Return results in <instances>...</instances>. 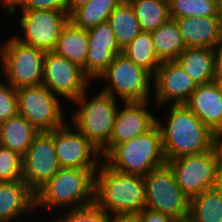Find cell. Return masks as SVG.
Segmentation results:
<instances>
[{
  "label": "cell",
  "mask_w": 222,
  "mask_h": 222,
  "mask_svg": "<svg viewBox=\"0 0 222 222\" xmlns=\"http://www.w3.org/2000/svg\"><path fill=\"white\" fill-rule=\"evenodd\" d=\"M170 106L165 125L156 118L166 161L211 150L213 132L186 105Z\"/></svg>",
  "instance_id": "1"
},
{
  "label": "cell",
  "mask_w": 222,
  "mask_h": 222,
  "mask_svg": "<svg viewBox=\"0 0 222 222\" xmlns=\"http://www.w3.org/2000/svg\"><path fill=\"white\" fill-rule=\"evenodd\" d=\"M95 203L109 214H138L146 207L143 176L122 173L103 160L95 173Z\"/></svg>",
  "instance_id": "2"
},
{
  "label": "cell",
  "mask_w": 222,
  "mask_h": 222,
  "mask_svg": "<svg viewBox=\"0 0 222 222\" xmlns=\"http://www.w3.org/2000/svg\"><path fill=\"white\" fill-rule=\"evenodd\" d=\"M97 170L61 168L35 193L36 208L52 210L64 206L73 209L95 202Z\"/></svg>",
  "instance_id": "3"
},
{
  "label": "cell",
  "mask_w": 222,
  "mask_h": 222,
  "mask_svg": "<svg viewBox=\"0 0 222 222\" xmlns=\"http://www.w3.org/2000/svg\"><path fill=\"white\" fill-rule=\"evenodd\" d=\"M103 161L118 172L143 177L166 164L158 125L155 124L145 133L117 144Z\"/></svg>",
  "instance_id": "4"
},
{
  "label": "cell",
  "mask_w": 222,
  "mask_h": 222,
  "mask_svg": "<svg viewBox=\"0 0 222 222\" xmlns=\"http://www.w3.org/2000/svg\"><path fill=\"white\" fill-rule=\"evenodd\" d=\"M88 91L71 101L79 107L73 110L68 119H71V126L101 152L110 142L119 104L117 99L103 91L88 100Z\"/></svg>",
  "instance_id": "5"
},
{
  "label": "cell",
  "mask_w": 222,
  "mask_h": 222,
  "mask_svg": "<svg viewBox=\"0 0 222 222\" xmlns=\"http://www.w3.org/2000/svg\"><path fill=\"white\" fill-rule=\"evenodd\" d=\"M44 58V51L21 43L14 36L0 45L2 74L16 90L42 84Z\"/></svg>",
  "instance_id": "6"
},
{
  "label": "cell",
  "mask_w": 222,
  "mask_h": 222,
  "mask_svg": "<svg viewBox=\"0 0 222 222\" xmlns=\"http://www.w3.org/2000/svg\"><path fill=\"white\" fill-rule=\"evenodd\" d=\"M97 79L108 80L101 91L115 99L119 96L121 102L149 101L150 91L153 89V76L122 53L114 57Z\"/></svg>",
  "instance_id": "7"
},
{
  "label": "cell",
  "mask_w": 222,
  "mask_h": 222,
  "mask_svg": "<svg viewBox=\"0 0 222 222\" xmlns=\"http://www.w3.org/2000/svg\"><path fill=\"white\" fill-rule=\"evenodd\" d=\"M146 208L170 215L173 219L187 218L191 199L176 182L166 163L144 176Z\"/></svg>",
  "instance_id": "8"
},
{
  "label": "cell",
  "mask_w": 222,
  "mask_h": 222,
  "mask_svg": "<svg viewBox=\"0 0 222 222\" xmlns=\"http://www.w3.org/2000/svg\"><path fill=\"white\" fill-rule=\"evenodd\" d=\"M58 97L42 84L19 88L18 114L25 117L39 132L59 129L67 122Z\"/></svg>",
  "instance_id": "9"
},
{
  "label": "cell",
  "mask_w": 222,
  "mask_h": 222,
  "mask_svg": "<svg viewBox=\"0 0 222 222\" xmlns=\"http://www.w3.org/2000/svg\"><path fill=\"white\" fill-rule=\"evenodd\" d=\"M166 163L172 169L177 184L190 199L217 187L218 165L211 150L174 158Z\"/></svg>",
  "instance_id": "10"
},
{
  "label": "cell",
  "mask_w": 222,
  "mask_h": 222,
  "mask_svg": "<svg viewBox=\"0 0 222 222\" xmlns=\"http://www.w3.org/2000/svg\"><path fill=\"white\" fill-rule=\"evenodd\" d=\"M20 27L24 35L14 38L21 43L39 50L51 52L64 26L69 22V14L58 10H21Z\"/></svg>",
  "instance_id": "11"
},
{
  "label": "cell",
  "mask_w": 222,
  "mask_h": 222,
  "mask_svg": "<svg viewBox=\"0 0 222 222\" xmlns=\"http://www.w3.org/2000/svg\"><path fill=\"white\" fill-rule=\"evenodd\" d=\"M52 131L39 132L22 157V179L36 193L59 170Z\"/></svg>",
  "instance_id": "12"
},
{
  "label": "cell",
  "mask_w": 222,
  "mask_h": 222,
  "mask_svg": "<svg viewBox=\"0 0 222 222\" xmlns=\"http://www.w3.org/2000/svg\"><path fill=\"white\" fill-rule=\"evenodd\" d=\"M91 79L76 64L55 52H46L42 85L67 101L78 98L89 87Z\"/></svg>",
  "instance_id": "13"
},
{
  "label": "cell",
  "mask_w": 222,
  "mask_h": 222,
  "mask_svg": "<svg viewBox=\"0 0 222 222\" xmlns=\"http://www.w3.org/2000/svg\"><path fill=\"white\" fill-rule=\"evenodd\" d=\"M67 122L52 130L60 168L98 169L103 160L100 150Z\"/></svg>",
  "instance_id": "14"
},
{
  "label": "cell",
  "mask_w": 222,
  "mask_h": 222,
  "mask_svg": "<svg viewBox=\"0 0 222 222\" xmlns=\"http://www.w3.org/2000/svg\"><path fill=\"white\" fill-rule=\"evenodd\" d=\"M152 83L157 108L166 106L168 102L185 105L197 87L177 61L161 62Z\"/></svg>",
  "instance_id": "15"
},
{
  "label": "cell",
  "mask_w": 222,
  "mask_h": 222,
  "mask_svg": "<svg viewBox=\"0 0 222 222\" xmlns=\"http://www.w3.org/2000/svg\"><path fill=\"white\" fill-rule=\"evenodd\" d=\"M118 107L109 144L101 151L104 158L117 144L135 138L156 124V116L148 111V101L122 102Z\"/></svg>",
  "instance_id": "16"
},
{
  "label": "cell",
  "mask_w": 222,
  "mask_h": 222,
  "mask_svg": "<svg viewBox=\"0 0 222 222\" xmlns=\"http://www.w3.org/2000/svg\"><path fill=\"white\" fill-rule=\"evenodd\" d=\"M89 44L87 50L86 75L97 77L109 66L122 50L117 45L114 32L108 21L87 29Z\"/></svg>",
  "instance_id": "17"
},
{
  "label": "cell",
  "mask_w": 222,
  "mask_h": 222,
  "mask_svg": "<svg viewBox=\"0 0 222 222\" xmlns=\"http://www.w3.org/2000/svg\"><path fill=\"white\" fill-rule=\"evenodd\" d=\"M212 132L222 131V89L215 82L197 85L185 104Z\"/></svg>",
  "instance_id": "18"
},
{
  "label": "cell",
  "mask_w": 222,
  "mask_h": 222,
  "mask_svg": "<svg viewBox=\"0 0 222 222\" xmlns=\"http://www.w3.org/2000/svg\"><path fill=\"white\" fill-rule=\"evenodd\" d=\"M186 48H216L222 42L220 16L175 19Z\"/></svg>",
  "instance_id": "19"
},
{
  "label": "cell",
  "mask_w": 222,
  "mask_h": 222,
  "mask_svg": "<svg viewBox=\"0 0 222 222\" xmlns=\"http://www.w3.org/2000/svg\"><path fill=\"white\" fill-rule=\"evenodd\" d=\"M33 209L35 192L23 180L0 182V222H15Z\"/></svg>",
  "instance_id": "20"
},
{
  "label": "cell",
  "mask_w": 222,
  "mask_h": 222,
  "mask_svg": "<svg viewBox=\"0 0 222 222\" xmlns=\"http://www.w3.org/2000/svg\"><path fill=\"white\" fill-rule=\"evenodd\" d=\"M88 44L87 30L76 27L69 21L61 31L53 52L76 64L86 74Z\"/></svg>",
  "instance_id": "21"
},
{
  "label": "cell",
  "mask_w": 222,
  "mask_h": 222,
  "mask_svg": "<svg viewBox=\"0 0 222 222\" xmlns=\"http://www.w3.org/2000/svg\"><path fill=\"white\" fill-rule=\"evenodd\" d=\"M176 61L197 85L213 82L215 48H186Z\"/></svg>",
  "instance_id": "22"
},
{
  "label": "cell",
  "mask_w": 222,
  "mask_h": 222,
  "mask_svg": "<svg viewBox=\"0 0 222 222\" xmlns=\"http://www.w3.org/2000/svg\"><path fill=\"white\" fill-rule=\"evenodd\" d=\"M39 131L22 115L0 124V145L24 156Z\"/></svg>",
  "instance_id": "23"
},
{
  "label": "cell",
  "mask_w": 222,
  "mask_h": 222,
  "mask_svg": "<svg viewBox=\"0 0 222 222\" xmlns=\"http://www.w3.org/2000/svg\"><path fill=\"white\" fill-rule=\"evenodd\" d=\"M150 33L160 62L176 61L177 57L186 49L175 19L170 18Z\"/></svg>",
  "instance_id": "24"
},
{
  "label": "cell",
  "mask_w": 222,
  "mask_h": 222,
  "mask_svg": "<svg viewBox=\"0 0 222 222\" xmlns=\"http://www.w3.org/2000/svg\"><path fill=\"white\" fill-rule=\"evenodd\" d=\"M107 21L112 27L117 45L121 50L142 31L133 6L128 1L123 0L110 14Z\"/></svg>",
  "instance_id": "25"
},
{
  "label": "cell",
  "mask_w": 222,
  "mask_h": 222,
  "mask_svg": "<svg viewBox=\"0 0 222 222\" xmlns=\"http://www.w3.org/2000/svg\"><path fill=\"white\" fill-rule=\"evenodd\" d=\"M188 217L193 222H222V191L214 187L191 198Z\"/></svg>",
  "instance_id": "26"
},
{
  "label": "cell",
  "mask_w": 222,
  "mask_h": 222,
  "mask_svg": "<svg viewBox=\"0 0 222 222\" xmlns=\"http://www.w3.org/2000/svg\"><path fill=\"white\" fill-rule=\"evenodd\" d=\"M124 54L137 66L154 76L161 64L154 49L150 32L141 31L124 49Z\"/></svg>",
  "instance_id": "27"
},
{
  "label": "cell",
  "mask_w": 222,
  "mask_h": 222,
  "mask_svg": "<svg viewBox=\"0 0 222 222\" xmlns=\"http://www.w3.org/2000/svg\"><path fill=\"white\" fill-rule=\"evenodd\" d=\"M123 0H91L86 5L77 8L70 16L76 27L90 29L106 22L110 14Z\"/></svg>",
  "instance_id": "28"
},
{
  "label": "cell",
  "mask_w": 222,
  "mask_h": 222,
  "mask_svg": "<svg viewBox=\"0 0 222 222\" xmlns=\"http://www.w3.org/2000/svg\"><path fill=\"white\" fill-rule=\"evenodd\" d=\"M142 31L151 32L170 19L168 0H131Z\"/></svg>",
  "instance_id": "29"
},
{
  "label": "cell",
  "mask_w": 222,
  "mask_h": 222,
  "mask_svg": "<svg viewBox=\"0 0 222 222\" xmlns=\"http://www.w3.org/2000/svg\"><path fill=\"white\" fill-rule=\"evenodd\" d=\"M171 19L219 16L218 0H168Z\"/></svg>",
  "instance_id": "30"
},
{
  "label": "cell",
  "mask_w": 222,
  "mask_h": 222,
  "mask_svg": "<svg viewBox=\"0 0 222 222\" xmlns=\"http://www.w3.org/2000/svg\"><path fill=\"white\" fill-rule=\"evenodd\" d=\"M70 211V212H69ZM67 210L66 214L58 217L55 222H109L110 214L101 209L95 202Z\"/></svg>",
  "instance_id": "31"
},
{
  "label": "cell",
  "mask_w": 222,
  "mask_h": 222,
  "mask_svg": "<svg viewBox=\"0 0 222 222\" xmlns=\"http://www.w3.org/2000/svg\"><path fill=\"white\" fill-rule=\"evenodd\" d=\"M69 0H5L8 16L20 10H58L68 13Z\"/></svg>",
  "instance_id": "32"
},
{
  "label": "cell",
  "mask_w": 222,
  "mask_h": 222,
  "mask_svg": "<svg viewBox=\"0 0 222 222\" xmlns=\"http://www.w3.org/2000/svg\"><path fill=\"white\" fill-rule=\"evenodd\" d=\"M22 179V156L0 145V182Z\"/></svg>",
  "instance_id": "33"
},
{
  "label": "cell",
  "mask_w": 222,
  "mask_h": 222,
  "mask_svg": "<svg viewBox=\"0 0 222 222\" xmlns=\"http://www.w3.org/2000/svg\"><path fill=\"white\" fill-rule=\"evenodd\" d=\"M17 113V90L11 84L0 80V124Z\"/></svg>",
  "instance_id": "34"
},
{
  "label": "cell",
  "mask_w": 222,
  "mask_h": 222,
  "mask_svg": "<svg viewBox=\"0 0 222 222\" xmlns=\"http://www.w3.org/2000/svg\"><path fill=\"white\" fill-rule=\"evenodd\" d=\"M137 217L139 222H173L175 220L168 214L146 207L137 214Z\"/></svg>",
  "instance_id": "35"
},
{
  "label": "cell",
  "mask_w": 222,
  "mask_h": 222,
  "mask_svg": "<svg viewBox=\"0 0 222 222\" xmlns=\"http://www.w3.org/2000/svg\"><path fill=\"white\" fill-rule=\"evenodd\" d=\"M213 82L222 83V42L215 48L214 78Z\"/></svg>",
  "instance_id": "36"
},
{
  "label": "cell",
  "mask_w": 222,
  "mask_h": 222,
  "mask_svg": "<svg viewBox=\"0 0 222 222\" xmlns=\"http://www.w3.org/2000/svg\"><path fill=\"white\" fill-rule=\"evenodd\" d=\"M211 151L217 163H222V131L213 132Z\"/></svg>",
  "instance_id": "37"
},
{
  "label": "cell",
  "mask_w": 222,
  "mask_h": 222,
  "mask_svg": "<svg viewBox=\"0 0 222 222\" xmlns=\"http://www.w3.org/2000/svg\"><path fill=\"white\" fill-rule=\"evenodd\" d=\"M109 222H139L137 214H110Z\"/></svg>",
  "instance_id": "38"
},
{
  "label": "cell",
  "mask_w": 222,
  "mask_h": 222,
  "mask_svg": "<svg viewBox=\"0 0 222 222\" xmlns=\"http://www.w3.org/2000/svg\"><path fill=\"white\" fill-rule=\"evenodd\" d=\"M91 0H69L68 14L69 16L79 7L86 5Z\"/></svg>",
  "instance_id": "39"
},
{
  "label": "cell",
  "mask_w": 222,
  "mask_h": 222,
  "mask_svg": "<svg viewBox=\"0 0 222 222\" xmlns=\"http://www.w3.org/2000/svg\"><path fill=\"white\" fill-rule=\"evenodd\" d=\"M218 172H217V188L222 191V163H217Z\"/></svg>",
  "instance_id": "40"
},
{
  "label": "cell",
  "mask_w": 222,
  "mask_h": 222,
  "mask_svg": "<svg viewBox=\"0 0 222 222\" xmlns=\"http://www.w3.org/2000/svg\"><path fill=\"white\" fill-rule=\"evenodd\" d=\"M218 6H219V16L222 21V0H218Z\"/></svg>",
  "instance_id": "41"
},
{
  "label": "cell",
  "mask_w": 222,
  "mask_h": 222,
  "mask_svg": "<svg viewBox=\"0 0 222 222\" xmlns=\"http://www.w3.org/2000/svg\"><path fill=\"white\" fill-rule=\"evenodd\" d=\"M173 222H193L189 217L184 219H176Z\"/></svg>",
  "instance_id": "42"
},
{
  "label": "cell",
  "mask_w": 222,
  "mask_h": 222,
  "mask_svg": "<svg viewBox=\"0 0 222 222\" xmlns=\"http://www.w3.org/2000/svg\"><path fill=\"white\" fill-rule=\"evenodd\" d=\"M0 2L2 6H5V0H0Z\"/></svg>",
  "instance_id": "43"
}]
</instances>
